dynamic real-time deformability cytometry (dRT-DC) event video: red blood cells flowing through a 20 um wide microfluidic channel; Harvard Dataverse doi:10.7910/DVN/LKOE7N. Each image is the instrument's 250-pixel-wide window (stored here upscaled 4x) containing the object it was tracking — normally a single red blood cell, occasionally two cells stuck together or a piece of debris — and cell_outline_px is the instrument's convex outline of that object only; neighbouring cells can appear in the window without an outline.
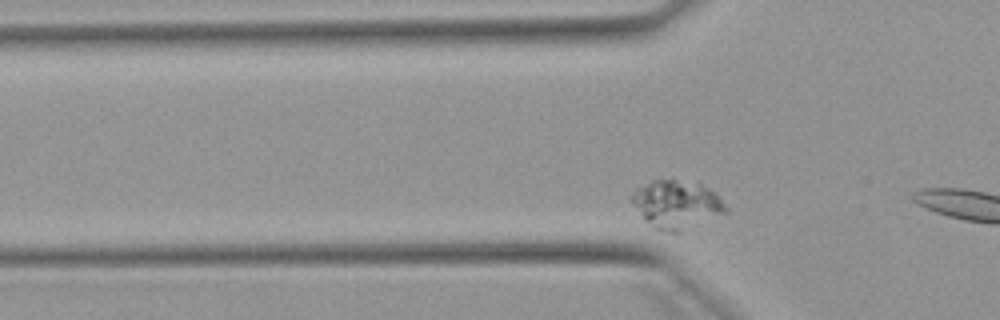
{"species": "Egyptian fruit bat (a non-hibernating species)", "species_latin": "Rousettus aegyptiacus", "temperature_condition": "warm", "stored_images_in_passage": 15, "camera_frame_rate_fps": 3000, "um_per_image_px": 0.085, "animal": {"sex": "female"}, "frame": {"image": 1, "passage_image": 13, "time_ms": 4.0, "image_size_px": [1000, 320], "cell_outline_px": [[728, 212], [680, 232], [668, 232], [656, 228], [632, 204], [628, 196], [636, 188], [652, 180], [672, 176], [700, 184], [708, 188], [728, 208]], "centroid_in_image_um": [57.49, 17.32], "position_along_channel_um": 68.3, "area_um2": 26.41}}